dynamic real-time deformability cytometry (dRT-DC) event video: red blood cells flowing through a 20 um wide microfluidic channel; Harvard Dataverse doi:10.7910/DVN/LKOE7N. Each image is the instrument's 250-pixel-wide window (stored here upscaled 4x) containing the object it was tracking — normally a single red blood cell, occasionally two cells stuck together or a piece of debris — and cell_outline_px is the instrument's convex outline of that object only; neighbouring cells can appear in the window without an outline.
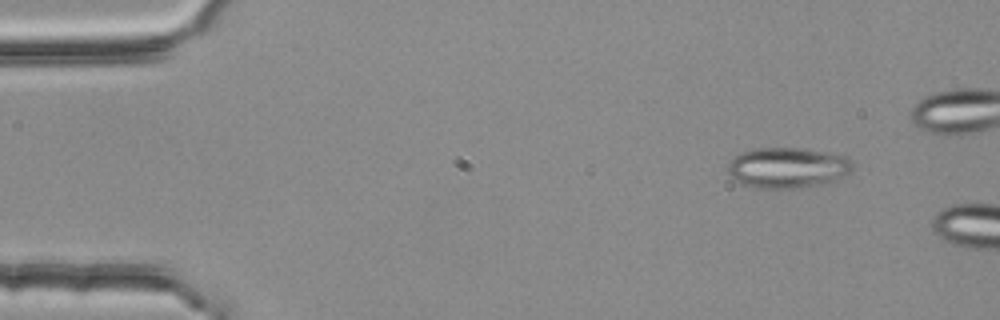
{"species": "common noctule bat (a hibernating species)", "species_latin": "Nyctalus noctula", "temperature_condition": "room temperature", "stored_images_in_passage": 2, "camera_frame_rate_fps": 3000, "um_per_image_px": 0.085, "animal": {"sex": "female", "body_mass_g": 25.1}, "frame": {"image": 1, "passage_image": 1, "time_ms": 0.0, "image_size_px": [1000, 320], "cell_outline_px": [[852, 172], [828, 184], [800, 188], [756, 188], [744, 184], [736, 180], [728, 172], [728, 164], [740, 152], [752, 148], [804, 148], [848, 156], [852, 160]], "centroid_in_image_um": [67.0, 14.25], "position_along_channel_um": 18.0, "area_um2": 29.88}}